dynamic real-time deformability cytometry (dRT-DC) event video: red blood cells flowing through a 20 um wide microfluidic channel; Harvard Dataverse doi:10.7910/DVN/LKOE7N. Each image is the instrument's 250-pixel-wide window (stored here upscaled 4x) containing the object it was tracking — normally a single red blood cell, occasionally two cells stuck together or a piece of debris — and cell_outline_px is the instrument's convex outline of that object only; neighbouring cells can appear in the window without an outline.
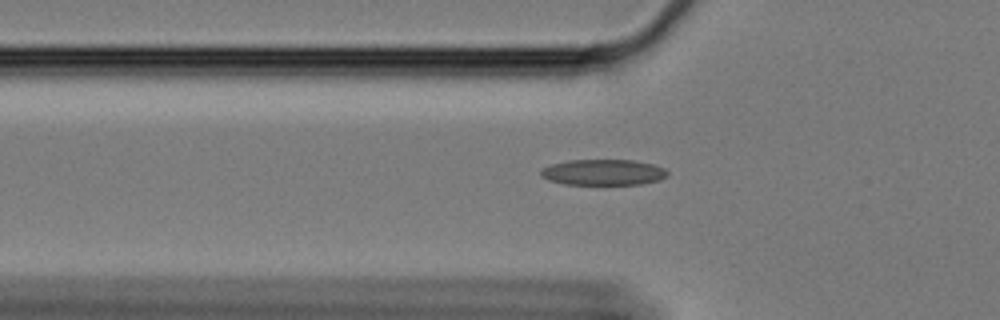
{"species": "Egyptian fruit bat (a non-hibernating species)", "species_latin": "Rousettus aegyptiacus", "temperature_condition": "cold", "stored_images_in_passage": 43, "camera_frame_rate_fps": 3000, "um_per_image_px": 0.085, "animal": {"sex": "female"}, "frame": {"image": 1, "passage_image": 3, "time_ms": 0.667, "image_size_px": [1000, 320], "cell_outline_px": [[668, 176], [660, 180], [640, 184], [564, 184], [548, 180], [540, 176], [540, 168], [552, 164], [568, 160], [636, 160], [652, 164], [664, 168], [668, 172]], "centroid_in_image_um": [51.26, 14.64], "position_along_channel_um": 74.5, "area_um2": 19.19}}
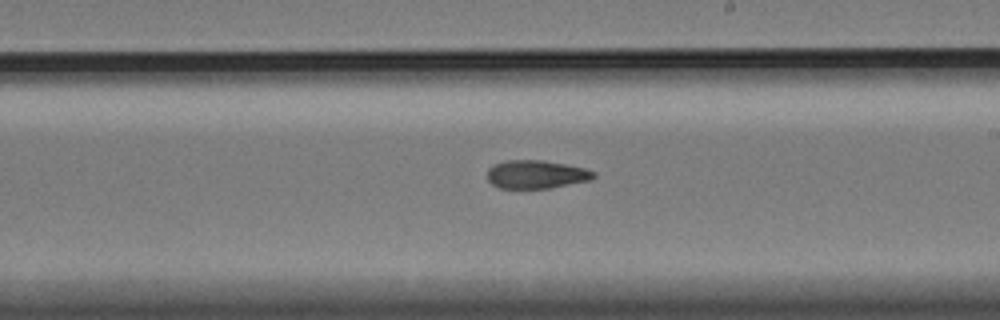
{"frame": {"image": 2, "passage_image": 18, "time_ms": 5.667, "image_size_px": [1000, 320], "cell_outline_px": [[596, 176], [588, 180], [548, 188], [500, 188], [492, 184], [488, 180], [488, 168], [492, 164], [504, 160], [544, 160], [584, 168], [596, 172]], "centroid_in_image_um": [45.53, 14.81], "position_along_channel_um": 243.5, "area_um2": 17.46}}
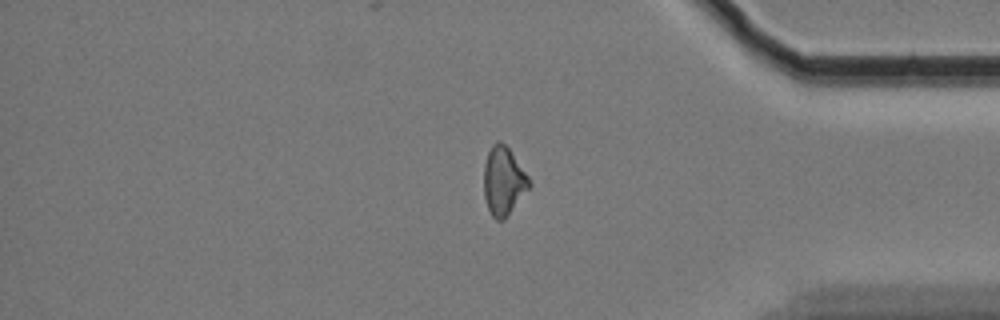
{"frame": {"image": 3, "passage_image": 33, "time_ms": 10.667, "image_size_px": [1000, 320], "cell_outline_px": [[532, 184], [504, 220], [496, 220], [492, 216], [488, 208], [484, 196], [484, 164], [488, 152], [492, 144], [496, 140], [500, 140], [508, 148], [528, 176]], "centroid_in_image_um": [42.78, 15.38], "position_along_channel_um": 392.4, "area_um2": 17.92}, "authors_computed_cell_mechanics": {"area_um2": 17.918, "velocity_mm_per_s": 3.3609, "shape_relaxation_time_tau1_ms": null, "shape_relaxation_time_tau2_ms": 5.5659, "deformation_change_tau1": null, "deformation_change_tau2": 0.1368}}